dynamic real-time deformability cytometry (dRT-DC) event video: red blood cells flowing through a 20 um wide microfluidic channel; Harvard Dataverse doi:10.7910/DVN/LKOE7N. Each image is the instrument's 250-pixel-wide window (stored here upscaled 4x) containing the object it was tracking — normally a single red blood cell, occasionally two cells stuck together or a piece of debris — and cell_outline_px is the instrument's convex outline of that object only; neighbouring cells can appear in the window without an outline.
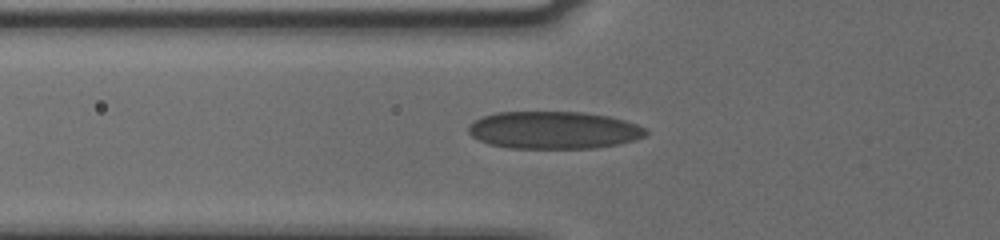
{"species": "human", "species_latin": "Homo sapiens", "temperature_condition": "cold", "stored_images_in_passage": 36, "camera_frame_rate_fps": 3000, "um_per_image_px": 0.085, "donor": {"sex": "male"}, "frame": {"image": 1, "passage_image": 2, "time_ms": 0.333, "image_size_px": [1000, 240], "cell_outline_px": [[648, 132], [644, 136], [632, 140], [616, 144], [596, 148], [508, 148], [488, 144], [472, 136], [468, 132], [468, 128], [476, 120], [484, 116], [496, 112], [584, 112], [608, 116], [624, 120], [636, 124], [644, 128]], "centroid_in_image_um": [47.05, 11.06], "position_along_channel_um": 78.7, "area_um2": 38.49}}
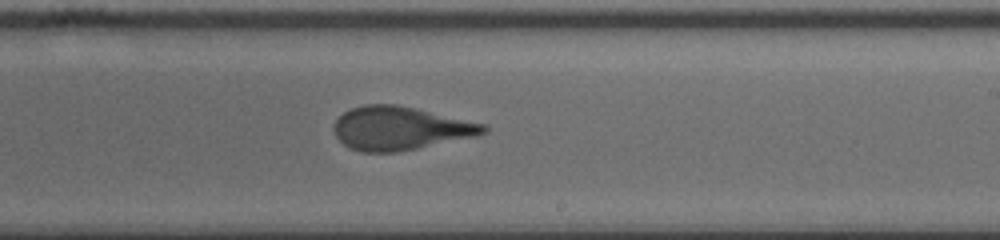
{"frame": {"image": 2, "passage_image": 16, "time_ms": 5.0, "image_size_px": [1000, 240], "cell_outline_px": [[488, 132], [476, 136], [396, 152], [364, 152], [352, 148], [344, 144], [336, 136], [332, 128], [336, 120], [344, 112], [352, 108], [364, 104], [396, 104], [416, 108], [488, 124]], "centroid_in_image_um": [34.04, 10.89], "position_along_channel_um": 255.0, "area_um2": 37.8}}
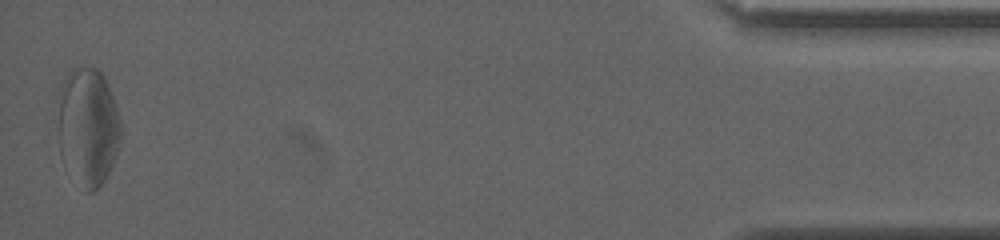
{"frame": {"image": 3, "passage_image": 36, "time_ms": 11.667, "image_size_px": [1000, 240], "cell_outline_px": [[120, 140], [116, 156], [104, 180], [92, 192], [88, 192], [60, 156], [60, 104], [64, 80], [68, 72], [72, 68], [96, 68], [104, 76], [108, 84], [120, 120]], "centroid_in_image_um": [7.52, 10.74], "position_along_channel_um": 427.7, "area_um2": 41.73}, "authors_computed_cell_mechanics": {"area_um2": 38.5237, "velocity_mm_per_s": 3.7753, "shape_relaxation_time_tau1_ms": null, "shape_relaxation_time_tau2_ms": 0.6762, "deformation_change_tau1": null, "deformation_change_tau2": 0.0926}}